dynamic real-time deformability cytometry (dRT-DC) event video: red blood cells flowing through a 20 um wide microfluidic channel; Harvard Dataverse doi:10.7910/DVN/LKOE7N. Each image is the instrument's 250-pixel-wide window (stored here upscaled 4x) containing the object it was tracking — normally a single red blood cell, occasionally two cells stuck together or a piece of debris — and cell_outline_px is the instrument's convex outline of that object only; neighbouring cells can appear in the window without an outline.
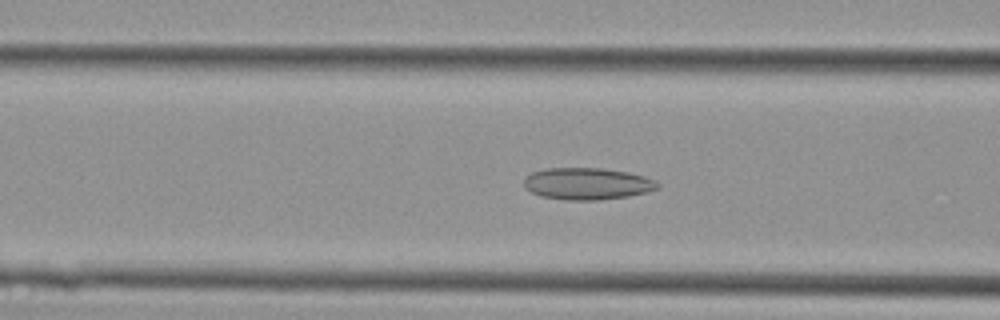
{"species": "Egyptian fruit bat (a non-hibernating species)", "species_latin": "Rousettus aegyptiacus", "temperature_condition": "cold", "stored_images_in_passage": 43, "camera_frame_rate_fps": 3000, "um_per_image_px": 0.085, "animal": {"sex": "female"}, "frame": {"image": 1, "passage_image": 17, "time_ms": 5.333, "image_size_px": [1000, 320], "cell_outline_px": [[660, 188], [628, 196], [600, 200], [568, 200], [540, 196], [524, 188], [524, 176], [532, 172], [544, 168], [600, 168], [628, 172], [644, 176], [656, 180], [660, 184]], "centroid_in_image_um": [49.89, 15.61], "position_along_channel_um": 116.7, "area_um2": 24.97}}
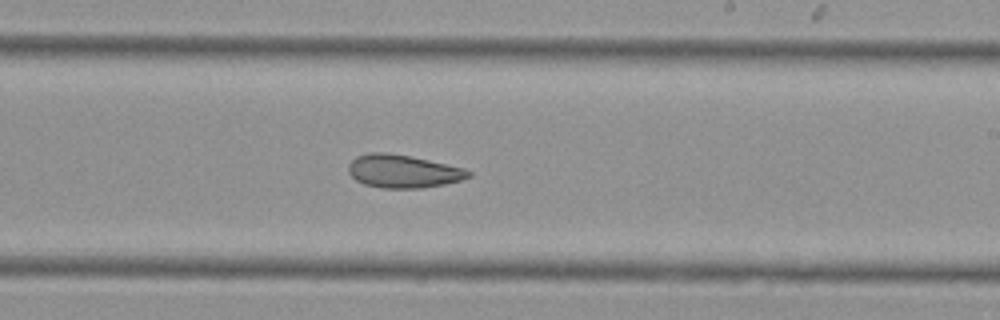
{"frame": {"image": 2, "passage_image": 26, "time_ms": 8.333, "image_size_px": [1000, 320], "cell_outline_px": [[472, 176], [460, 180], [444, 184], [420, 188], [384, 188], [364, 184], [356, 180], [348, 172], [348, 164], [356, 156], [372, 152], [384, 152], [408, 156], [428, 160], [464, 168], [472, 172]], "centroid_in_image_um": [34.24, 14.56], "position_along_channel_um": 254.8, "area_um2": 22.95}}
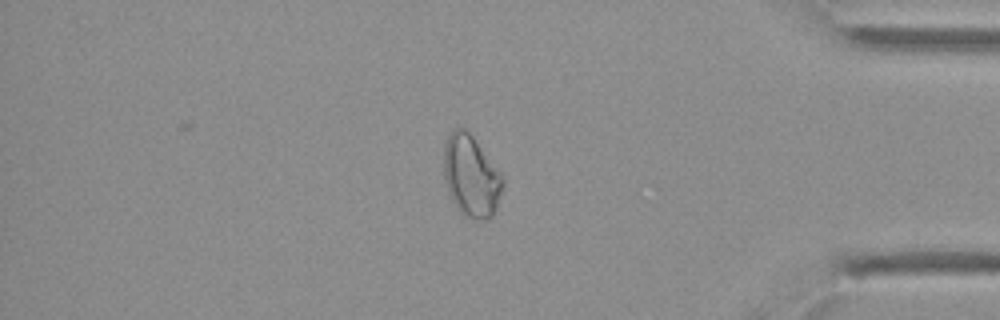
{"frame": {"image": 3, "passage_image": 37, "time_ms": 12.0, "image_size_px": [1000, 320], "cell_outline_px": [[504, 184], [496, 208], [492, 216], [480, 220], [472, 220], [464, 216], [460, 212], [452, 200], [444, 180], [444, 144], [452, 128], [464, 128], [472, 136], [504, 172]], "centroid_in_image_um": [40.07, 14.95], "position_along_channel_um": 395.1, "area_um2": 28.55}}